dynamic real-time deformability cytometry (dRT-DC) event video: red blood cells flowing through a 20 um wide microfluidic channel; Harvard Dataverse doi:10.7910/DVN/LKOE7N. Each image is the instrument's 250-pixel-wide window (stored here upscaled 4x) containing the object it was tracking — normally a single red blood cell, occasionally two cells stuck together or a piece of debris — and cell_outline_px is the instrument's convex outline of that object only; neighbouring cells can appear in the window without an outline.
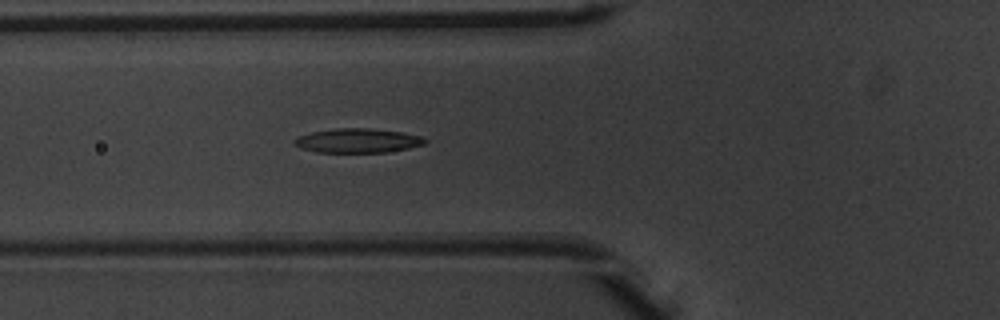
{"species": "common noctule bat (a hibernating species)", "species_latin": "Nyctalus noctula", "temperature_condition": "warm", "stored_images_in_passage": 48, "camera_frame_rate_fps": 3000, "um_per_image_px": 0.085, "animal": {"sex": "male", "body_mass_g": 20.1, "forearm_length_mm": 53.5}, "frame": {"image": 1, "passage_image": 16, "time_ms": 5.0, "image_size_px": [1000, 320], "cell_outline_px": [[428, 140], [424, 144], [408, 148], [388, 152], [316, 152], [300, 148], [296, 144], [296, 140], [300, 136], [312, 132], [336, 128], [368, 128], [400, 132], [420, 136]], "centroid_in_image_um": [30.43, 11.95], "position_along_channel_um": 95.4, "area_um2": 18.15}}
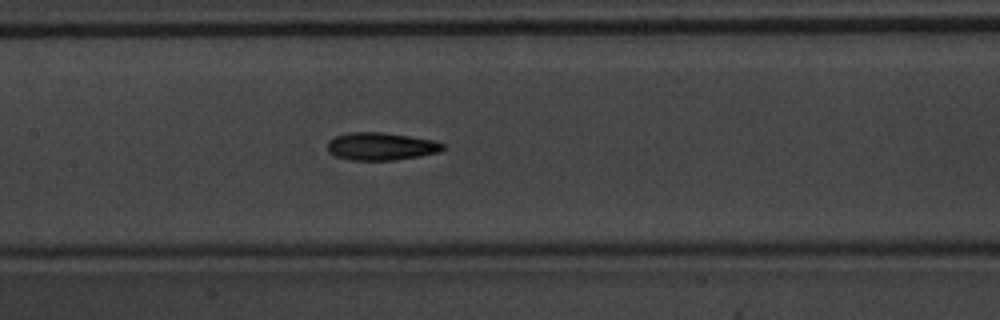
{"frame": {"image": 2, "passage_image": 22, "time_ms": 7.0, "image_size_px": [1000, 320], "cell_outline_px": [[444, 148], [440, 152], [420, 156], [396, 160], [352, 160], [336, 156], [328, 152], [328, 140], [336, 136], [348, 132], [384, 132], [432, 140], [444, 144]], "centroid_in_image_um": [32.37, 12.44], "position_along_channel_um": 175.0, "area_um2": 18.61}}
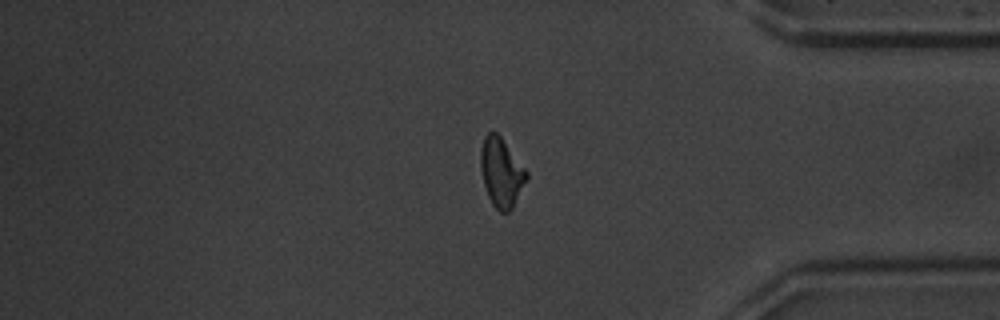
{"frame": {"image": 3, "passage_image": 40, "time_ms": 13.0, "image_size_px": [1000, 320], "cell_outline_px": [[528, 180], [512, 208], [508, 212], [500, 212], [492, 204], [488, 196], [484, 184], [480, 168], [480, 148], [484, 136], [488, 132], [496, 132], [500, 136], [528, 172]], "centroid_in_image_um": [42.61, 14.66], "position_along_channel_um": 392.6, "area_um2": 18.5}, "authors_computed_cell_mechanics": {"area_um2": 18.1492, "velocity_mm_per_s": 3.9463, "shape_relaxation_time_tau1_ms": 4.2164, "shape_relaxation_time_tau2_ms": 3.5533, "deformation_change_tau1": 0.156, "deformation_change_tau2": 0.1249}}